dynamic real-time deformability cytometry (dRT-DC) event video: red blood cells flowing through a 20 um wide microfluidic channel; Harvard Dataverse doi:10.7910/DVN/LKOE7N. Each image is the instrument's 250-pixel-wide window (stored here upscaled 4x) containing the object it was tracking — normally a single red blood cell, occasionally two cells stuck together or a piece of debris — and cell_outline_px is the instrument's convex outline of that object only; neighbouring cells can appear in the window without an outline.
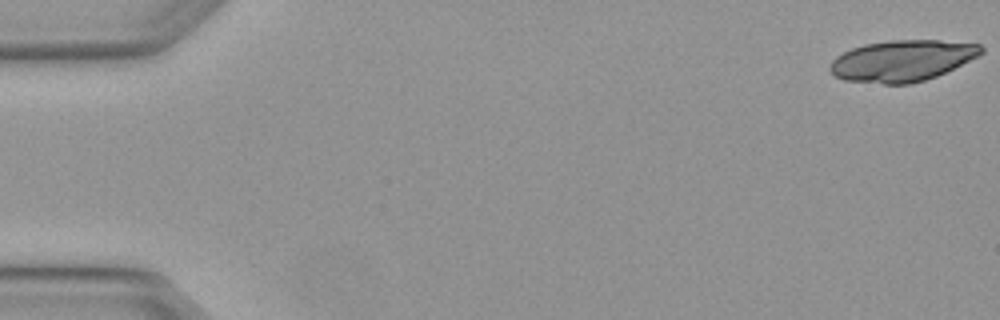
{"species": "Egyptian fruit bat (a non-hibernating species)", "species_latin": "Rousettus aegyptiacus", "temperature_condition": "warm", "stored_images_in_passage": 4, "camera_frame_rate_fps": 3000, "um_per_image_px": 0.085, "animal": {"sex": "female"}, "frame": {"image": 1, "passage_image": 1, "time_ms": 0.0, "image_size_px": [1000, 320], "cell_outline_px": [[984, 52], [936, 76], [924, 80], [908, 84], [884, 84], [844, 80], [836, 76], [828, 68], [832, 60], [836, 56], [852, 48], [864, 44], [888, 40], [940, 40], [980, 44], [984, 48]], "centroid_in_image_um": [76.65, 5.15], "position_along_channel_um": 8.4, "area_um2": 36.07}}